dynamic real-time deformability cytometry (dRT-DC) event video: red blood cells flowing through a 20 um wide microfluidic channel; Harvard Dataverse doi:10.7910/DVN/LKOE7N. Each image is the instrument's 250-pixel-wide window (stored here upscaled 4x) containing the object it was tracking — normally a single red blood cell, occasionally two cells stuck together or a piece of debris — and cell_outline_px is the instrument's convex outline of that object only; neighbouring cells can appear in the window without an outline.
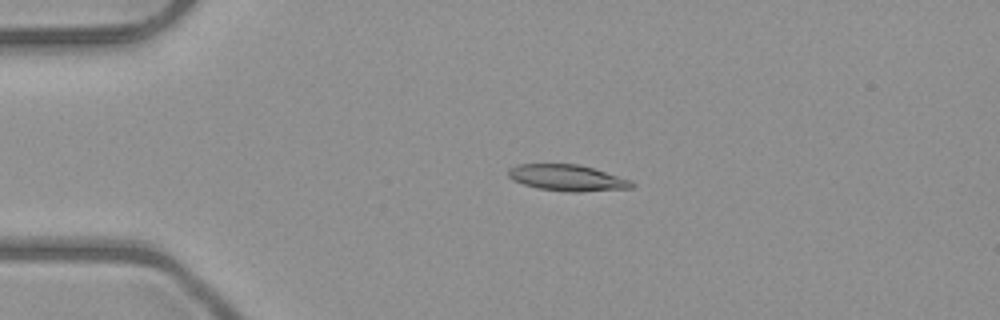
{"species": "common noctule bat (a hibernating species)", "species_latin": "Nyctalus noctula", "temperature_condition": "room temperature", "stored_images_in_passage": 52, "camera_frame_rate_fps": 3000, "um_per_image_px": 0.085, "animal": {"sex": "male", "body_mass_g": 23.1, "forearm_length_mm": 52.7}, "frame": {"image": 1, "passage_image": 12, "time_ms": 3.667, "image_size_px": [1000, 320], "cell_outline_px": [[636, 184], [632, 188], [580, 192], [568, 192], [540, 188], [524, 184], [512, 180], [508, 176], [508, 168], [516, 164], [580, 164], [596, 168], [632, 180]], "centroid_in_image_um": [48.26, 15.1], "position_along_channel_um": 36.7, "area_um2": 19.13}}
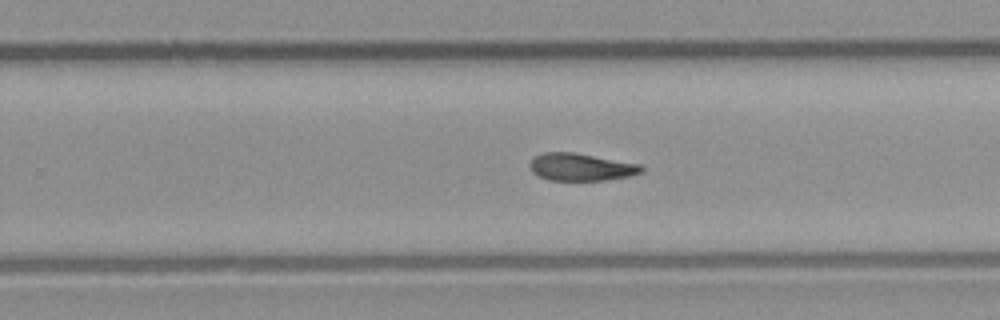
{"frame": {"image": 2, "passage_image": 33, "time_ms": 10.667, "image_size_px": [1000, 320], "cell_outline_px": [[644, 172], [632, 176], [604, 180], [548, 180], [532, 172], [528, 168], [528, 164], [532, 156], [544, 152], [572, 152], [640, 164], [644, 168]], "centroid_in_image_um": [49.35, 14.2], "position_along_channel_um": 280.4, "area_um2": 18.03}}
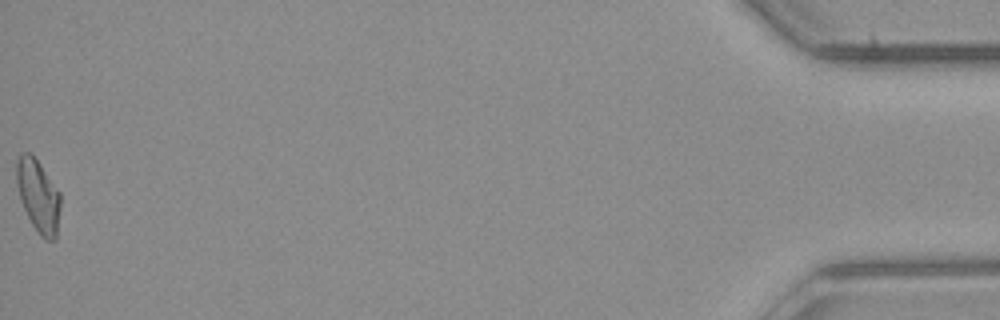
{"frame": {"image": 3, "passage_image": 52, "time_ms": 17.0, "image_size_px": [1000, 320], "cell_outline_px": [[60, 208], [56, 240], [44, 240], [40, 236], [32, 224], [20, 200], [16, 184], [16, 160], [20, 152], [28, 152], [40, 164], [60, 192]], "centroid_in_image_um": [3.24, 16.66], "position_along_channel_um": 432.0, "area_um2": 18.67}, "authors_computed_cell_mechanics": {"area_um2": 18.3804, "velocity_mm_per_s": 4.0302, "shape_relaxation_time_tau1_ms": 10.7856, "shape_relaxation_time_tau2_ms": null, "deformation_change_tau1": 0.2385, "deformation_change_tau2": null}}